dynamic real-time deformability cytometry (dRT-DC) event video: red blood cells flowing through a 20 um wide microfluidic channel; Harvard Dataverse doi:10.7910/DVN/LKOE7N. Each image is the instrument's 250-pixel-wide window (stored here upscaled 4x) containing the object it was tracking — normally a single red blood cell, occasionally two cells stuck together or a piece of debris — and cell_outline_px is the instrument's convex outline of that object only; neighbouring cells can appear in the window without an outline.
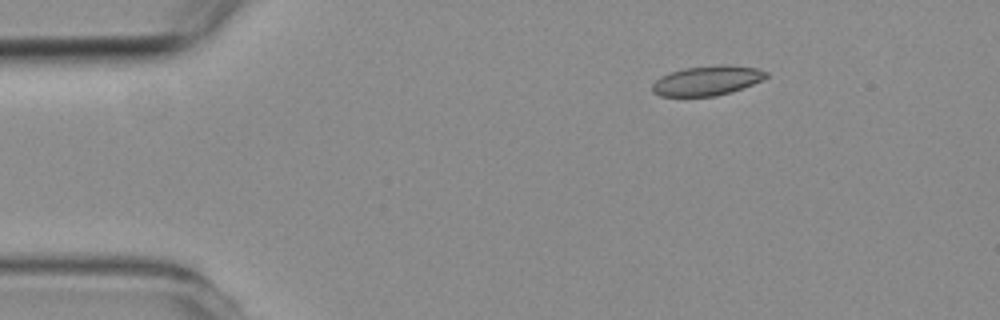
{"species": "common noctule bat (a hibernating species)", "species_latin": "Nyctalus noctula", "temperature_condition": "room temperature", "stored_images_in_passage": 3, "camera_frame_rate_fps": 3000, "um_per_image_px": 0.085, "animal": {"sex": "female", "body_mass_g": 19.3, "forearm_length_mm": 54.1}, "frame": {"image": 1, "passage_image": 1, "time_ms": 0.0, "image_size_px": [1000, 320], "cell_outline_px": [[768, 76], [764, 80], [732, 92], [716, 96], [660, 96], [652, 92], [652, 84], [660, 76], [684, 68], [756, 68], [768, 72]], "centroid_in_image_um": [60.06, 6.92], "position_along_channel_um": 24.9, "area_um2": 18.73}}
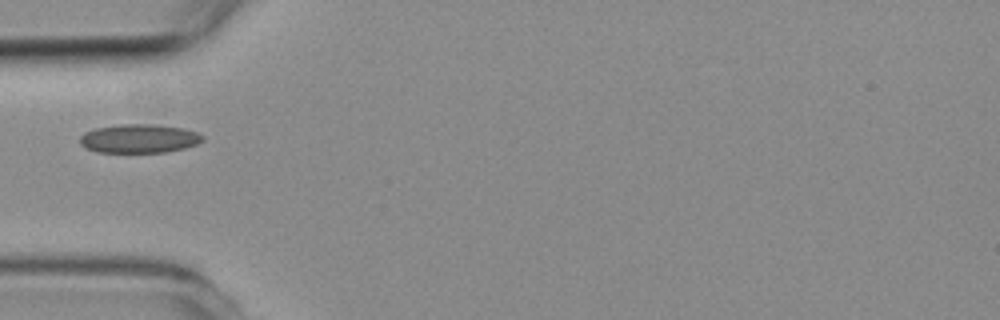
{"frame": {"image": 2, "passage_image": 3, "time_ms": 3.0, "image_size_px": [1000, 320], "cell_outline_px": [[204, 140], [196, 144], [184, 148], [164, 152], [96, 152], [80, 144], [80, 136], [84, 132], [96, 128], [120, 124], [152, 124], [184, 128], [196, 132], [204, 136]], "centroid_in_image_um": [11.83, 11.77], "position_along_channel_um": 73.2, "area_um2": 20.52}}